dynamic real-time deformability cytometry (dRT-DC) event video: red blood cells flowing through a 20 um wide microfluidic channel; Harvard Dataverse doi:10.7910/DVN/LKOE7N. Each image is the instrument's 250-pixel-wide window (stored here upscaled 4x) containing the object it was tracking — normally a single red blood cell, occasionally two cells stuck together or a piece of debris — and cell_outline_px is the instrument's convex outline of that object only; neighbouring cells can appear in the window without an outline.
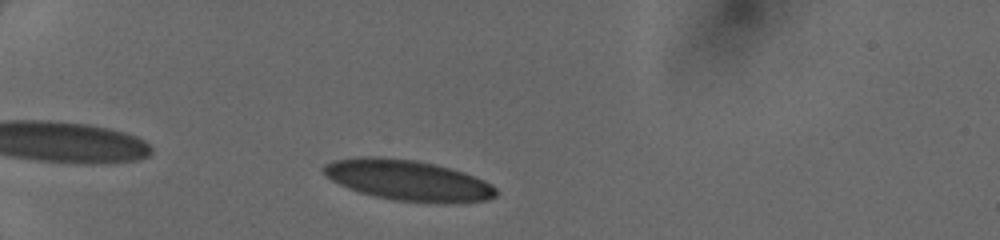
{"species": "human", "species_latin": "Homo sapiens", "temperature_condition": "cold", "stored_images_in_passage": 31, "camera_frame_rate_fps": 3000, "um_per_image_px": 0.085, "donor": {"sex": "female"}, "frame": {"image": 1, "passage_image": 1, "time_ms": 0.0, "image_size_px": [1000, 240], "cell_outline_px": [[496, 196], [484, 200], [444, 204], [396, 200], [376, 196], [360, 192], [348, 188], [332, 180], [320, 168], [324, 164], [332, 160], [360, 156], [380, 156], [416, 160], [464, 172], [484, 180], [492, 184], [496, 188]], "centroid_in_image_um": [34.66, 15.31], "position_along_channel_um": 50.3, "area_um2": 40.81}}
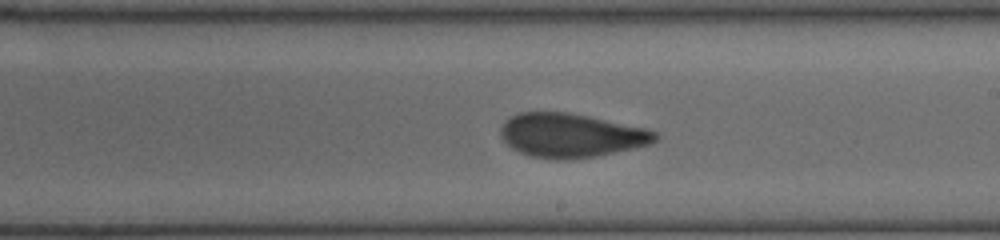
{"frame": {"image": 2, "passage_image": 17, "time_ms": 5.333, "image_size_px": [1000, 240], "cell_outline_px": [[660, 136], [652, 144], [636, 148], [596, 156], [568, 160], [556, 160], [532, 156], [520, 152], [512, 148], [500, 136], [500, 128], [512, 116], [520, 112], [568, 112], [648, 128], [656, 132]], "centroid_in_image_um": [48.59, 11.51], "position_along_channel_um": 240.4, "area_um2": 39.71}}
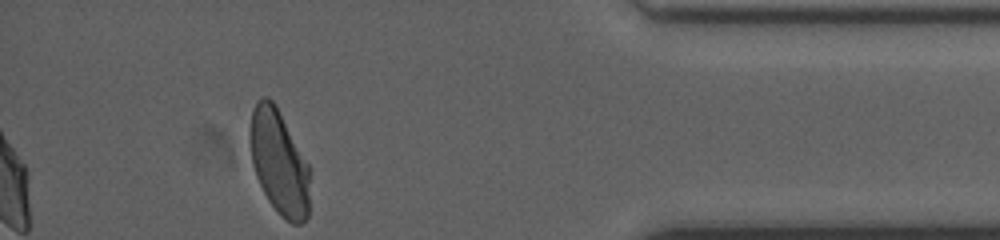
{"frame": {"image": 3, "passage_image": 31, "time_ms": 10.0, "image_size_px": [1000, 240], "cell_outline_px": [[308, 216], [300, 224], [292, 224], [280, 216], [268, 200], [256, 176], [252, 164], [248, 140], [248, 132], [252, 108], [256, 100], [260, 96], [268, 96], [276, 104], [308, 164]], "centroid_in_image_um": [23.66, 13.74], "position_along_channel_um": 411.5, "area_um2": 36.76}}